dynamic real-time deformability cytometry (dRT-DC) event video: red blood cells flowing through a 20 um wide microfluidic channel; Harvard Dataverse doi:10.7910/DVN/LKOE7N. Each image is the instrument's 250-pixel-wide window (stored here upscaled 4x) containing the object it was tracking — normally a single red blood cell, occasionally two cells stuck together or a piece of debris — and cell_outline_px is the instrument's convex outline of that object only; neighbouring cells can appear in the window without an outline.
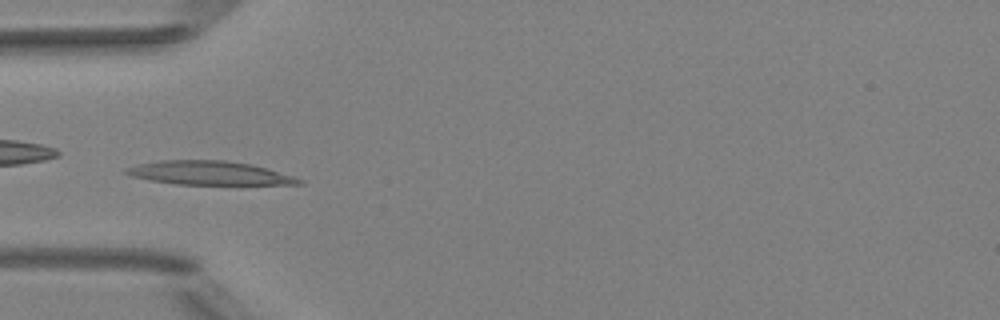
{"species": "Egyptian fruit bat (a non-hibernating species)", "species_latin": "Rousettus aegyptiacus", "temperature_condition": "room temperature", "stored_images_in_passage": 4, "camera_frame_rate_fps": 3000, "um_per_image_px": 0.085, "animal": {"sex": "female"}, "frame": {"image": 1, "passage_image": 4, "time_ms": 3.333, "image_size_px": [1000, 320], "cell_outline_px": [[304, 184], [176, 184], [148, 180], [132, 176], [124, 172], [124, 168], [140, 164], [160, 160], [228, 160], [252, 164], [292, 176], [304, 180]], "centroid_in_image_um": [17.76, 14.7], "position_along_channel_um": 67.2, "area_um2": 23.76}}